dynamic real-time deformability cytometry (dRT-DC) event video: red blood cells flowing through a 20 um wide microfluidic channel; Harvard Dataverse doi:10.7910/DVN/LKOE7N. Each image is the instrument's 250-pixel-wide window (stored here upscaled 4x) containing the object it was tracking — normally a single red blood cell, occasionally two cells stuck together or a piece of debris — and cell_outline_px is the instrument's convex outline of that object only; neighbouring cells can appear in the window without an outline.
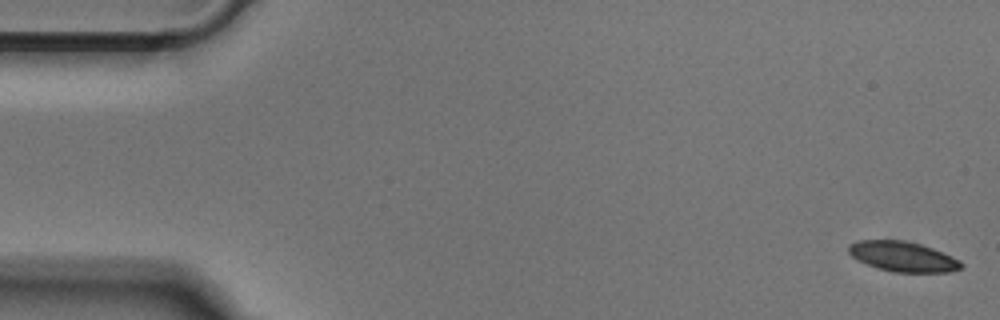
{"species": "Egyptian fruit bat (a non-hibernating species)", "species_latin": "Rousettus aegyptiacus", "temperature_condition": "cold", "stored_images_in_passage": 51, "camera_frame_rate_fps": 3000, "um_per_image_px": 0.085, "animal": {"sex": "male"}, "frame": {"image": 1, "passage_image": 1, "time_ms": 0.0, "image_size_px": [1000, 320], "cell_outline_px": [[964, 264], [960, 268], [948, 272], [896, 272], [880, 268], [868, 264], [852, 256], [848, 252], [848, 244], [856, 240], [904, 240], [920, 244], [932, 248], [952, 256], [960, 260]], "centroid_in_image_um": [76.74, 21.79], "position_along_channel_um": 8.3, "area_um2": 19.54}}
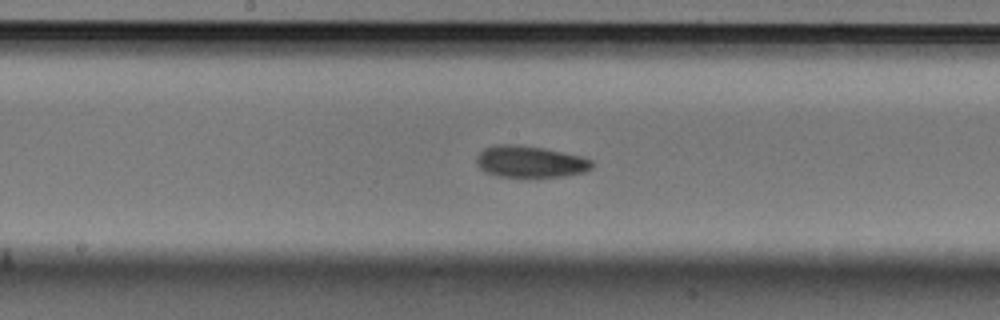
{"frame": {"image": 2, "passage_image": 26, "time_ms": 8.333, "image_size_px": [1000, 320], "cell_outline_px": [[592, 168], [584, 172], [564, 176], [500, 176], [484, 172], [476, 164], [476, 156], [484, 148], [496, 144], [516, 144], [544, 148], [580, 156], [592, 160]], "centroid_in_image_um": [45.03, 13.73], "position_along_channel_um": 203.2, "area_um2": 21.15}}
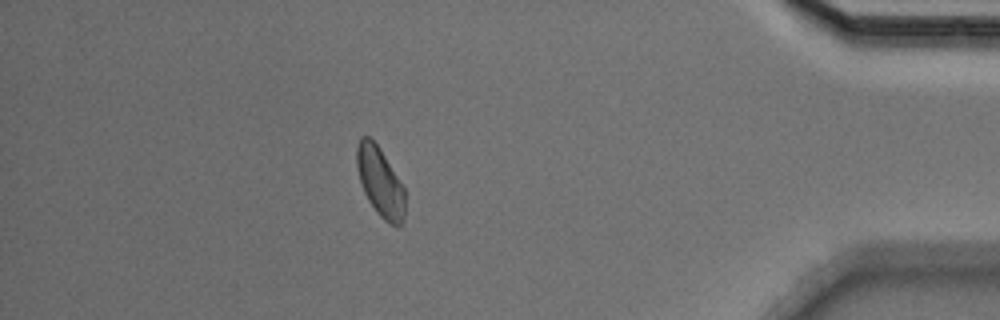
{"frame": {"image": 3, "passage_image": 45, "time_ms": 14.667, "image_size_px": [1000, 320], "cell_outline_px": [[404, 220], [396, 228], [384, 220], [376, 212], [368, 200], [364, 192], [360, 180], [356, 164], [356, 148], [360, 136], [368, 136], [380, 148], [404, 188]], "centroid_in_image_um": [32.3, 15.47], "position_along_channel_um": 402.9, "area_um2": 19.36}}